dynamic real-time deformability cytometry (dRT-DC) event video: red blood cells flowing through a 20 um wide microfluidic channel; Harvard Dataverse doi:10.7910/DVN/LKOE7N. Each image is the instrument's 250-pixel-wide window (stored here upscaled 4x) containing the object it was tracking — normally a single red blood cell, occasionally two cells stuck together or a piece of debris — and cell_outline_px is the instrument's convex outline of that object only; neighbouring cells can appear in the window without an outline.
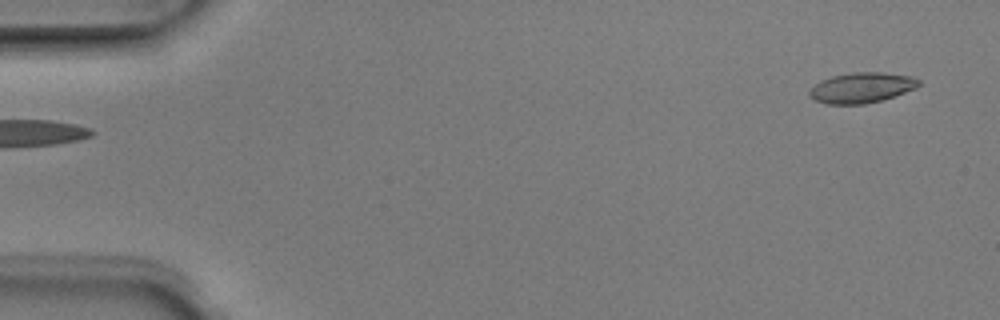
{"species": "Egyptian fruit bat (a non-hibernating species)", "species_latin": "Rousettus aegyptiacus", "temperature_condition": "room temperature", "stored_images_in_passage": 5, "segment_of_instrument_passage": [2, 2], "camera_frame_rate_fps": 3000, "um_per_image_px": 0.085, "animal": {"sex": "male"}, "frame": {"image": 1, "passage_image": 5, "time_ms": 1.333, "image_size_px": [1000, 320], "cell_outline_px": [[920, 84], [916, 88], [880, 100], [864, 104], [828, 104], [816, 100], [808, 96], [808, 92], [820, 80], [832, 76], [852, 72], [884, 72], [912, 76], [920, 80]], "centroid_in_image_um": [73.23, 7.44], "position_along_channel_um": 11.8, "area_um2": 19.25}}